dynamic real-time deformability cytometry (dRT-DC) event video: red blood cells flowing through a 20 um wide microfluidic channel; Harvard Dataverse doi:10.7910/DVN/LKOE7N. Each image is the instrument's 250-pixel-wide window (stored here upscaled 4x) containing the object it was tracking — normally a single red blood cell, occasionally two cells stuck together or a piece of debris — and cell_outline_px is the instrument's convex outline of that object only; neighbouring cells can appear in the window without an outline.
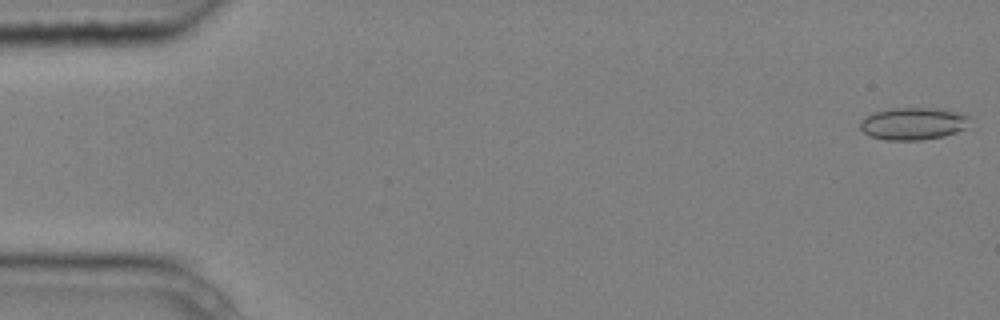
{"species": "common noctule bat (a hibernating species)", "species_latin": "Nyctalus noctula", "temperature_condition": "cold", "stored_images_in_passage": 5, "camera_frame_rate_fps": 3000, "um_per_image_px": 0.085, "animal": {"sex": "male", "body_mass_g": 20.4}, "frame": {"image": 1, "passage_image": 1, "time_ms": 0.0, "image_size_px": [1000, 320], "cell_outline_px": [[968, 128], [944, 136], [920, 140], [888, 140], [872, 136], [864, 132], [860, 128], [860, 120], [864, 116], [876, 112], [892, 108], [928, 108], [956, 112], [968, 116]], "centroid_in_image_um": [77.6, 10.51], "position_along_channel_um": 7.4, "area_um2": 20.4}}
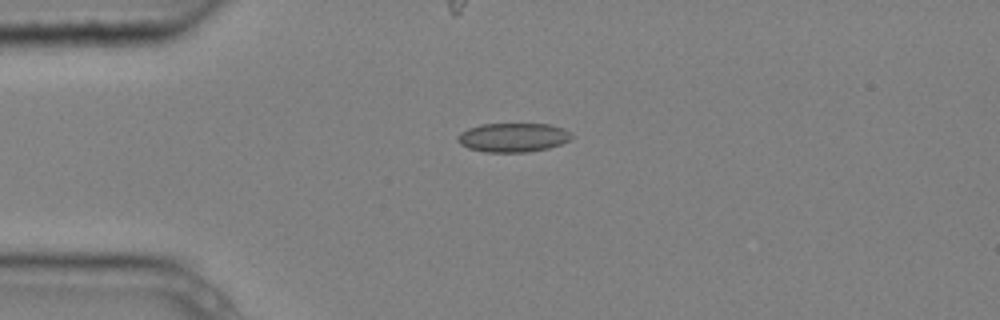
{"frame": {"image": 2, "passage_image": 4, "time_ms": 1.0, "image_size_px": [1000, 320], "cell_outline_px": [[572, 136], [568, 140], [560, 144], [548, 148], [528, 152], [484, 152], [468, 148], [460, 144], [456, 140], [460, 132], [468, 128], [480, 124], [548, 124], [564, 128], [572, 132]], "centroid_in_image_um": [43.59, 11.68], "position_along_channel_um": 41.4, "area_um2": 19.36}}